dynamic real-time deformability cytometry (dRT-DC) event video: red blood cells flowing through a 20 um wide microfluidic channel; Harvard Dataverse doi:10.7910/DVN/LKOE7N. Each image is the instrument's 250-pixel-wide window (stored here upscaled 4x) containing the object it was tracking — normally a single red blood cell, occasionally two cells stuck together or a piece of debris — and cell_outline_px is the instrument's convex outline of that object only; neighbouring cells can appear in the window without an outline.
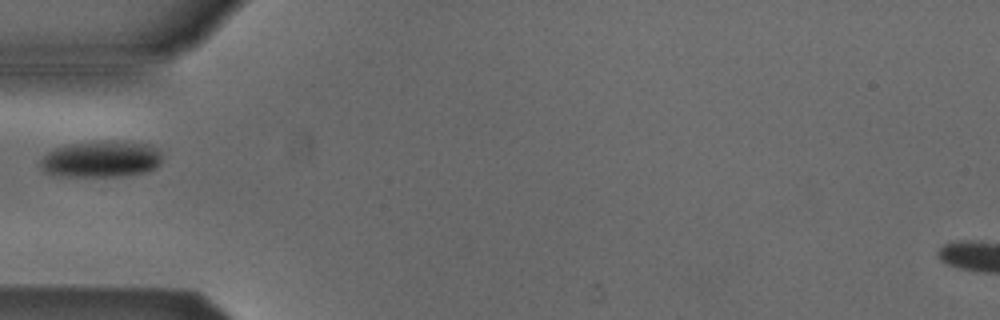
{"species": "Egyptian fruit bat (a non-hibernating species)", "species_latin": "Rousettus aegyptiacus", "temperature_condition": "cold", "stored_images_in_passage": 3, "camera_frame_rate_fps": 3000, "um_per_image_px": 0.085, "animal": {"sex": "male"}, "frame": {"image": 1, "passage_image": 2, "time_ms": 1.333, "image_size_px": [1000, 320], "cell_outline_px": [[160, 164], [156, 168], [148, 172], [120, 176], [60, 176], [44, 172], [40, 168], [40, 160], [48, 152], [56, 148], [68, 144], [96, 140], [104, 140], [148, 144], [156, 148], [160, 152]], "centroid_in_image_um": [8.58, 13.52], "position_along_channel_um": 76.4, "area_um2": 26.07}}